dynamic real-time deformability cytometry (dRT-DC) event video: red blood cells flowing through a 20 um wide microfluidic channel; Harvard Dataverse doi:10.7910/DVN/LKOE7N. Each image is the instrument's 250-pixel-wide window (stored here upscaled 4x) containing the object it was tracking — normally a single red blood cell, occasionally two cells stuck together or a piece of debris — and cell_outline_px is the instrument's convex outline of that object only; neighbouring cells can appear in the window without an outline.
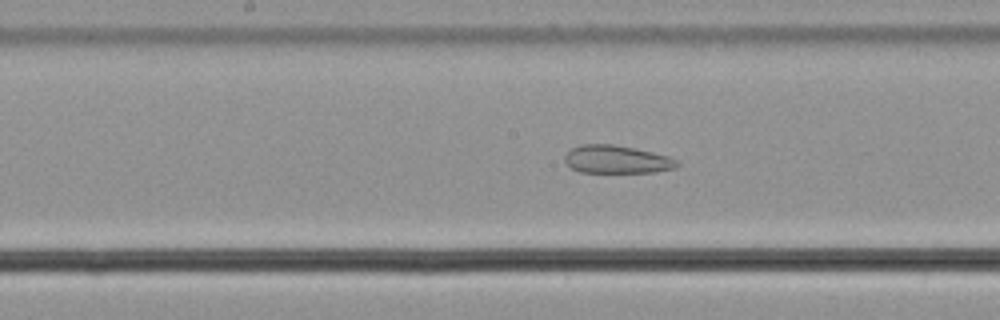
{"species": "common noctule bat (a hibernating species)", "species_latin": "Nyctalus noctula", "temperature_condition": "cold", "stored_images_in_passage": 50, "camera_frame_rate_fps": 3000, "um_per_image_px": 0.085, "animal": {"sex": "male", "body_mass_g": 21.5, "forearm_length_mm": 52.0}, "frame": {"image": 1, "passage_image": 29, "time_ms": 9.333, "image_size_px": [1000, 320], "cell_outline_px": [[680, 164], [676, 168], [656, 172], [580, 172], [572, 168], [564, 160], [564, 156], [572, 148], [580, 144], [612, 144], [636, 148], [668, 156], [676, 160]], "centroid_in_image_um": [52.43, 13.55], "position_along_channel_um": 195.8, "area_um2": 18.32}}
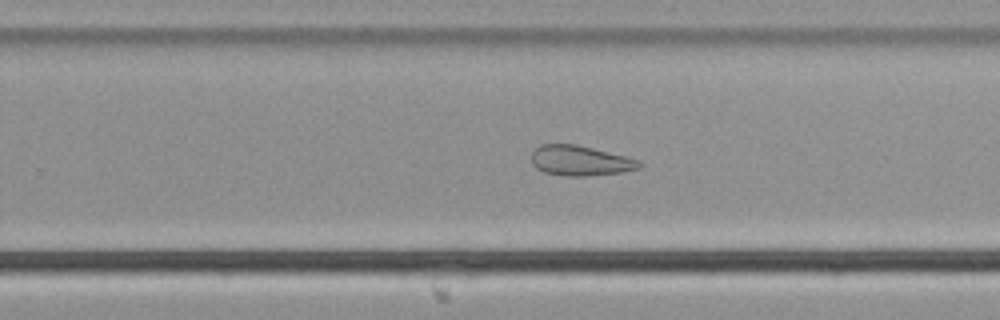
{"frame": {"image": 2, "passage_image": 36, "time_ms": 11.667, "image_size_px": [1000, 320], "cell_outline_px": [[644, 164], [640, 168], [620, 172], [588, 176], [568, 176], [544, 172], [536, 168], [532, 164], [532, 152], [540, 144], [576, 144], [640, 160]], "centroid_in_image_um": [49.32, 13.66], "position_along_channel_um": 280.5, "area_um2": 18.84}}
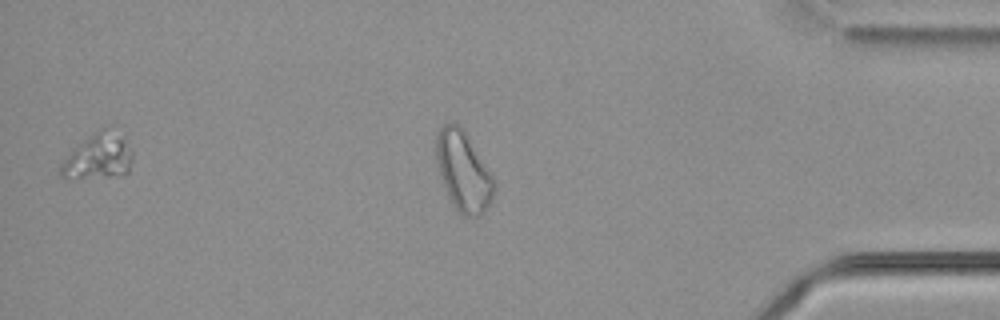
{"frame": {"image": 3, "passage_image": 48, "time_ms": 15.667, "image_size_px": [1000, 320], "cell_outline_px": [[132, 160], [128, 172], [108, 176], [60, 176], [60, 164], [72, 152], [100, 128], [104, 128], [124, 140], [132, 152]], "centroid_in_image_um": [8.38, 13.32], "position_along_channel_um": 426.8, "area_um2": 17.46}, "authors_computed_cell_mechanics": {"area_um2": 23.2934, "velocity_mm_per_s": 3.6461, "shape_relaxation_time_tau1_ms": null, "shape_relaxation_time_tau2_ms": 2.3368, "deformation_change_tau1": null, "deformation_change_tau2": 0.1056}}